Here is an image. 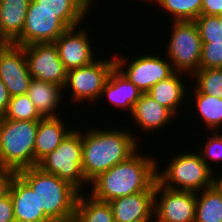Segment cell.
I'll use <instances>...</instances> for the list:
<instances>
[{"mask_svg": "<svg viewBox=\"0 0 222 222\" xmlns=\"http://www.w3.org/2000/svg\"><path fill=\"white\" fill-rule=\"evenodd\" d=\"M118 128L91 127L81 131L82 172L88 183L139 149L137 136L129 128Z\"/></svg>", "mask_w": 222, "mask_h": 222, "instance_id": "obj_1", "label": "cell"}, {"mask_svg": "<svg viewBox=\"0 0 222 222\" xmlns=\"http://www.w3.org/2000/svg\"><path fill=\"white\" fill-rule=\"evenodd\" d=\"M138 150L128 159L101 173L89 183L88 195L92 198L110 202L111 200L146 190H155L157 181V161Z\"/></svg>", "mask_w": 222, "mask_h": 222, "instance_id": "obj_2", "label": "cell"}, {"mask_svg": "<svg viewBox=\"0 0 222 222\" xmlns=\"http://www.w3.org/2000/svg\"><path fill=\"white\" fill-rule=\"evenodd\" d=\"M17 174L33 189L39 209L53 222H73L80 193L74 186L38 166L22 169Z\"/></svg>", "mask_w": 222, "mask_h": 222, "instance_id": "obj_3", "label": "cell"}, {"mask_svg": "<svg viewBox=\"0 0 222 222\" xmlns=\"http://www.w3.org/2000/svg\"><path fill=\"white\" fill-rule=\"evenodd\" d=\"M39 121L0 118V166L18 172L34 167V144Z\"/></svg>", "mask_w": 222, "mask_h": 222, "instance_id": "obj_4", "label": "cell"}, {"mask_svg": "<svg viewBox=\"0 0 222 222\" xmlns=\"http://www.w3.org/2000/svg\"><path fill=\"white\" fill-rule=\"evenodd\" d=\"M158 163L157 161V182L170 189L197 193L215 183L216 173L208 168L198 152H177L167 167H162L163 171L159 170Z\"/></svg>", "mask_w": 222, "mask_h": 222, "instance_id": "obj_5", "label": "cell"}, {"mask_svg": "<svg viewBox=\"0 0 222 222\" xmlns=\"http://www.w3.org/2000/svg\"><path fill=\"white\" fill-rule=\"evenodd\" d=\"M81 129L74 128L59 146L45 156L38 167L48 174H54L67 181L80 193L88 186L82 172ZM87 184V185H86ZM83 187V188H82Z\"/></svg>", "mask_w": 222, "mask_h": 222, "instance_id": "obj_6", "label": "cell"}, {"mask_svg": "<svg viewBox=\"0 0 222 222\" xmlns=\"http://www.w3.org/2000/svg\"><path fill=\"white\" fill-rule=\"evenodd\" d=\"M170 28L166 57L175 72L189 77L200 69L202 41L198 27L194 21H173Z\"/></svg>", "mask_w": 222, "mask_h": 222, "instance_id": "obj_7", "label": "cell"}, {"mask_svg": "<svg viewBox=\"0 0 222 222\" xmlns=\"http://www.w3.org/2000/svg\"><path fill=\"white\" fill-rule=\"evenodd\" d=\"M115 67V57L110 59H97L93 63L67 71L65 89L71 92L74 103L96 102L101 98V92L108 79L109 73ZM68 88V89H67Z\"/></svg>", "mask_w": 222, "mask_h": 222, "instance_id": "obj_8", "label": "cell"}, {"mask_svg": "<svg viewBox=\"0 0 222 222\" xmlns=\"http://www.w3.org/2000/svg\"><path fill=\"white\" fill-rule=\"evenodd\" d=\"M159 55L160 54L139 55L134 58V60L119 55V58L115 57V67L125 78L131 81L142 94L147 93L153 85L167 79L175 72L169 60Z\"/></svg>", "mask_w": 222, "mask_h": 222, "instance_id": "obj_9", "label": "cell"}, {"mask_svg": "<svg viewBox=\"0 0 222 222\" xmlns=\"http://www.w3.org/2000/svg\"><path fill=\"white\" fill-rule=\"evenodd\" d=\"M195 208V192L170 189L155 182L154 222H194Z\"/></svg>", "mask_w": 222, "mask_h": 222, "instance_id": "obj_10", "label": "cell"}, {"mask_svg": "<svg viewBox=\"0 0 222 222\" xmlns=\"http://www.w3.org/2000/svg\"><path fill=\"white\" fill-rule=\"evenodd\" d=\"M67 29L56 13L38 7L36 1L30 0L22 34L13 44L53 43Z\"/></svg>", "mask_w": 222, "mask_h": 222, "instance_id": "obj_11", "label": "cell"}, {"mask_svg": "<svg viewBox=\"0 0 222 222\" xmlns=\"http://www.w3.org/2000/svg\"><path fill=\"white\" fill-rule=\"evenodd\" d=\"M31 77L47 81L64 88L67 70L59 58L54 43H35L22 46Z\"/></svg>", "mask_w": 222, "mask_h": 222, "instance_id": "obj_12", "label": "cell"}, {"mask_svg": "<svg viewBox=\"0 0 222 222\" xmlns=\"http://www.w3.org/2000/svg\"><path fill=\"white\" fill-rule=\"evenodd\" d=\"M0 79L10 96L27 94L32 79L22 46L0 45Z\"/></svg>", "mask_w": 222, "mask_h": 222, "instance_id": "obj_13", "label": "cell"}, {"mask_svg": "<svg viewBox=\"0 0 222 222\" xmlns=\"http://www.w3.org/2000/svg\"><path fill=\"white\" fill-rule=\"evenodd\" d=\"M78 28H68L53 42L67 71L87 66L97 60L87 29L84 26Z\"/></svg>", "mask_w": 222, "mask_h": 222, "instance_id": "obj_14", "label": "cell"}, {"mask_svg": "<svg viewBox=\"0 0 222 222\" xmlns=\"http://www.w3.org/2000/svg\"><path fill=\"white\" fill-rule=\"evenodd\" d=\"M155 190L118 197L108 202L115 222L154 221Z\"/></svg>", "mask_w": 222, "mask_h": 222, "instance_id": "obj_15", "label": "cell"}, {"mask_svg": "<svg viewBox=\"0 0 222 222\" xmlns=\"http://www.w3.org/2000/svg\"><path fill=\"white\" fill-rule=\"evenodd\" d=\"M9 193L15 222H53L39 209L36 193L18 174L12 180Z\"/></svg>", "mask_w": 222, "mask_h": 222, "instance_id": "obj_16", "label": "cell"}, {"mask_svg": "<svg viewBox=\"0 0 222 222\" xmlns=\"http://www.w3.org/2000/svg\"><path fill=\"white\" fill-rule=\"evenodd\" d=\"M135 125H139V129L143 133H154V130H159L169 125L175 115L170 109L156 102L147 93H143L135 103L130 115ZM164 126V127H163ZM146 131V132H144Z\"/></svg>", "mask_w": 222, "mask_h": 222, "instance_id": "obj_17", "label": "cell"}, {"mask_svg": "<svg viewBox=\"0 0 222 222\" xmlns=\"http://www.w3.org/2000/svg\"><path fill=\"white\" fill-rule=\"evenodd\" d=\"M61 117H46L39 120L34 144V167L59 144L73 130L66 125Z\"/></svg>", "mask_w": 222, "mask_h": 222, "instance_id": "obj_18", "label": "cell"}, {"mask_svg": "<svg viewBox=\"0 0 222 222\" xmlns=\"http://www.w3.org/2000/svg\"><path fill=\"white\" fill-rule=\"evenodd\" d=\"M103 95H106L109 103L114 105L115 108H123L124 111L127 109L131 114L142 92L114 67L104 84L101 98Z\"/></svg>", "mask_w": 222, "mask_h": 222, "instance_id": "obj_19", "label": "cell"}, {"mask_svg": "<svg viewBox=\"0 0 222 222\" xmlns=\"http://www.w3.org/2000/svg\"><path fill=\"white\" fill-rule=\"evenodd\" d=\"M63 91L62 86L32 78L27 95L42 118L58 117L60 114L57 109H59L58 107L61 106L64 100Z\"/></svg>", "mask_w": 222, "mask_h": 222, "instance_id": "obj_20", "label": "cell"}, {"mask_svg": "<svg viewBox=\"0 0 222 222\" xmlns=\"http://www.w3.org/2000/svg\"><path fill=\"white\" fill-rule=\"evenodd\" d=\"M184 74L185 73L182 72H174L167 79H164L153 85L149 89L147 94L159 104L170 109L175 115H180L181 111L179 113L178 111L179 109L181 110V108L184 107L182 105L183 100L185 101V103H187L186 95H188L187 93L189 92L187 90L188 88L186 87L187 85H185L186 82H183Z\"/></svg>", "mask_w": 222, "mask_h": 222, "instance_id": "obj_21", "label": "cell"}, {"mask_svg": "<svg viewBox=\"0 0 222 222\" xmlns=\"http://www.w3.org/2000/svg\"><path fill=\"white\" fill-rule=\"evenodd\" d=\"M30 0H0L1 44L13 43L25 24Z\"/></svg>", "mask_w": 222, "mask_h": 222, "instance_id": "obj_22", "label": "cell"}, {"mask_svg": "<svg viewBox=\"0 0 222 222\" xmlns=\"http://www.w3.org/2000/svg\"><path fill=\"white\" fill-rule=\"evenodd\" d=\"M38 7L56 13V16L68 27L82 26L91 7L85 0H34Z\"/></svg>", "mask_w": 222, "mask_h": 222, "instance_id": "obj_23", "label": "cell"}, {"mask_svg": "<svg viewBox=\"0 0 222 222\" xmlns=\"http://www.w3.org/2000/svg\"><path fill=\"white\" fill-rule=\"evenodd\" d=\"M194 222H222V187L216 182L196 193Z\"/></svg>", "mask_w": 222, "mask_h": 222, "instance_id": "obj_24", "label": "cell"}, {"mask_svg": "<svg viewBox=\"0 0 222 222\" xmlns=\"http://www.w3.org/2000/svg\"><path fill=\"white\" fill-rule=\"evenodd\" d=\"M79 193L73 222H115L113 210L108 202H102L90 195ZM88 197V198H87Z\"/></svg>", "mask_w": 222, "mask_h": 222, "instance_id": "obj_25", "label": "cell"}, {"mask_svg": "<svg viewBox=\"0 0 222 222\" xmlns=\"http://www.w3.org/2000/svg\"><path fill=\"white\" fill-rule=\"evenodd\" d=\"M193 88L191 93H193L194 98L192 97L191 100L196 104L197 114L199 113L200 115L199 118H202L207 130L211 129V132H219V128H222V99L201 94L195 87Z\"/></svg>", "mask_w": 222, "mask_h": 222, "instance_id": "obj_26", "label": "cell"}, {"mask_svg": "<svg viewBox=\"0 0 222 222\" xmlns=\"http://www.w3.org/2000/svg\"><path fill=\"white\" fill-rule=\"evenodd\" d=\"M162 11L172 16V21H194L201 15L202 0H151Z\"/></svg>", "mask_w": 222, "mask_h": 222, "instance_id": "obj_27", "label": "cell"}, {"mask_svg": "<svg viewBox=\"0 0 222 222\" xmlns=\"http://www.w3.org/2000/svg\"><path fill=\"white\" fill-rule=\"evenodd\" d=\"M191 79L196 82L193 85L199 93L222 99V68L199 69Z\"/></svg>", "mask_w": 222, "mask_h": 222, "instance_id": "obj_28", "label": "cell"}, {"mask_svg": "<svg viewBox=\"0 0 222 222\" xmlns=\"http://www.w3.org/2000/svg\"><path fill=\"white\" fill-rule=\"evenodd\" d=\"M3 117L21 121H39L42 118L27 94L12 96Z\"/></svg>", "mask_w": 222, "mask_h": 222, "instance_id": "obj_29", "label": "cell"}, {"mask_svg": "<svg viewBox=\"0 0 222 222\" xmlns=\"http://www.w3.org/2000/svg\"><path fill=\"white\" fill-rule=\"evenodd\" d=\"M196 23L202 43L222 41V21L216 15H200Z\"/></svg>", "mask_w": 222, "mask_h": 222, "instance_id": "obj_30", "label": "cell"}, {"mask_svg": "<svg viewBox=\"0 0 222 222\" xmlns=\"http://www.w3.org/2000/svg\"><path fill=\"white\" fill-rule=\"evenodd\" d=\"M207 141H204V146L201 147V149H198L200 151H196L200 154L201 159L207 164L208 168L212 170L213 163L214 164L218 162H222V134L216 132H212L210 136L206 134ZM211 162H210V161ZM212 165V166H211Z\"/></svg>", "mask_w": 222, "mask_h": 222, "instance_id": "obj_31", "label": "cell"}, {"mask_svg": "<svg viewBox=\"0 0 222 222\" xmlns=\"http://www.w3.org/2000/svg\"><path fill=\"white\" fill-rule=\"evenodd\" d=\"M222 68V41L202 43L200 69Z\"/></svg>", "mask_w": 222, "mask_h": 222, "instance_id": "obj_32", "label": "cell"}, {"mask_svg": "<svg viewBox=\"0 0 222 222\" xmlns=\"http://www.w3.org/2000/svg\"><path fill=\"white\" fill-rule=\"evenodd\" d=\"M0 222H15L10 193L0 199Z\"/></svg>", "mask_w": 222, "mask_h": 222, "instance_id": "obj_33", "label": "cell"}, {"mask_svg": "<svg viewBox=\"0 0 222 222\" xmlns=\"http://www.w3.org/2000/svg\"><path fill=\"white\" fill-rule=\"evenodd\" d=\"M17 172L0 166V199L9 193L12 180Z\"/></svg>", "mask_w": 222, "mask_h": 222, "instance_id": "obj_34", "label": "cell"}, {"mask_svg": "<svg viewBox=\"0 0 222 222\" xmlns=\"http://www.w3.org/2000/svg\"><path fill=\"white\" fill-rule=\"evenodd\" d=\"M222 14V0H202L201 15Z\"/></svg>", "mask_w": 222, "mask_h": 222, "instance_id": "obj_35", "label": "cell"}, {"mask_svg": "<svg viewBox=\"0 0 222 222\" xmlns=\"http://www.w3.org/2000/svg\"><path fill=\"white\" fill-rule=\"evenodd\" d=\"M10 98L11 96L5 84L0 79V118L6 113Z\"/></svg>", "mask_w": 222, "mask_h": 222, "instance_id": "obj_36", "label": "cell"}, {"mask_svg": "<svg viewBox=\"0 0 222 222\" xmlns=\"http://www.w3.org/2000/svg\"><path fill=\"white\" fill-rule=\"evenodd\" d=\"M215 182H216L220 187H222V174H221V176H218V178H217V177L215 178Z\"/></svg>", "mask_w": 222, "mask_h": 222, "instance_id": "obj_37", "label": "cell"}, {"mask_svg": "<svg viewBox=\"0 0 222 222\" xmlns=\"http://www.w3.org/2000/svg\"><path fill=\"white\" fill-rule=\"evenodd\" d=\"M90 6L93 5V3L95 2L94 0H85Z\"/></svg>", "mask_w": 222, "mask_h": 222, "instance_id": "obj_38", "label": "cell"}, {"mask_svg": "<svg viewBox=\"0 0 222 222\" xmlns=\"http://www.w3.org/2000/svg\"><path fill=\"white\" fill-rule=\"evenodd\" d=\"M219 21H222V14L216 15Z\"/></svg>", "mask_w": 222, "mask_h": 222, "instance_id": "obj_39", "label": "cell"}, {"mask_svg": "<svg viewBox=\"0 0 222 222\" xmlns=\"http://www.w3.org/2000/svg\"><path fill=\"white\" fill-rule=\"evenodd\" d=\"M0 44H1V26H0Z\"/></svg>", "mask_w": 222, "mask_h": 222, "instance_id": "obj_40", "label": "cell"}, {"mask_svg": "<svg viewBox=\"0 0 222 222\" xmlns=\"http://www.w3.org/2000/svg\"><path fill=\"white\" fill-rule=\"evenodd\" d=\"M136 222H154V221H136Z\"/></svg>", "mask_w": 222, "mask_h": 222, "instance_id": "obj_41", "label": "cell"}, {"mask_svg": "<svg viewBox=\"0 0 222 222\" xmlns=\"http://www.w3.org/2000/svg\"><path fill=\"white\" fill-rule=\"evenodd\" d=\"M140 1H142V2H143V1H148V3H147V4L149 5V1H151V0H140Z\"/></svg>", "mask_w": 222, "mask_h": 222, "instance_id": "obj_42", "label": "cell"}]
</instances>
